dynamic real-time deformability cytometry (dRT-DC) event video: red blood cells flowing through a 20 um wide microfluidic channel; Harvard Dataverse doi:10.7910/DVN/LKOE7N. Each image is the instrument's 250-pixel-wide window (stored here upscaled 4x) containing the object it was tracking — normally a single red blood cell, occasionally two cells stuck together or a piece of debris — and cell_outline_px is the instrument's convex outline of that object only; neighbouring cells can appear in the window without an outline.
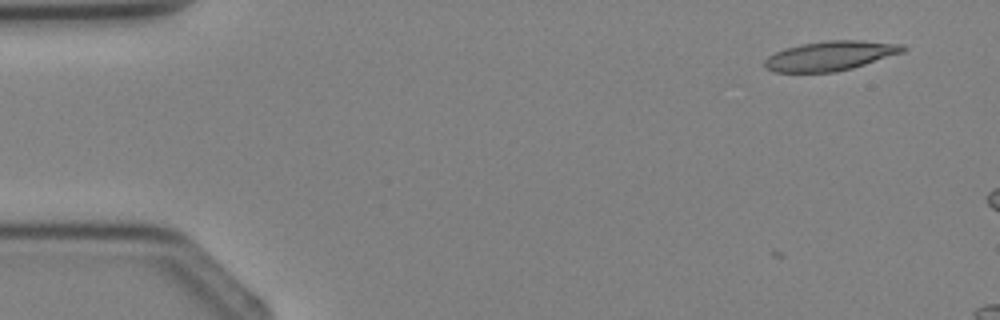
{"species": "Egyptian fruit bat (a non-hibernating species)", "species_latin": "Rousettus aegyptiacus", "temperature_condition": "cold", "stored_images_in_passage": 4, "camera_frame_rate_fps": 3000, "um_per_image_px": 0.085, "animal": {"sex": "female"}, "frame": {"image": 1, "passage_image": 2, "time_ms": 1.0, "image_size_px": [1000, 320], "cell_outline_px": [[908, 48], [904, 52], [852, 68], [836, 72], [776, 72], [764, 68], [764, 60], [768, 56], [784, 48], [804, 44], [828, 40], [860, 40], [904, 44]], "centroid_in_image_um": [70.6, 4.74], "position_along_channel_um": 14.4, "area_um2": 23.81}}